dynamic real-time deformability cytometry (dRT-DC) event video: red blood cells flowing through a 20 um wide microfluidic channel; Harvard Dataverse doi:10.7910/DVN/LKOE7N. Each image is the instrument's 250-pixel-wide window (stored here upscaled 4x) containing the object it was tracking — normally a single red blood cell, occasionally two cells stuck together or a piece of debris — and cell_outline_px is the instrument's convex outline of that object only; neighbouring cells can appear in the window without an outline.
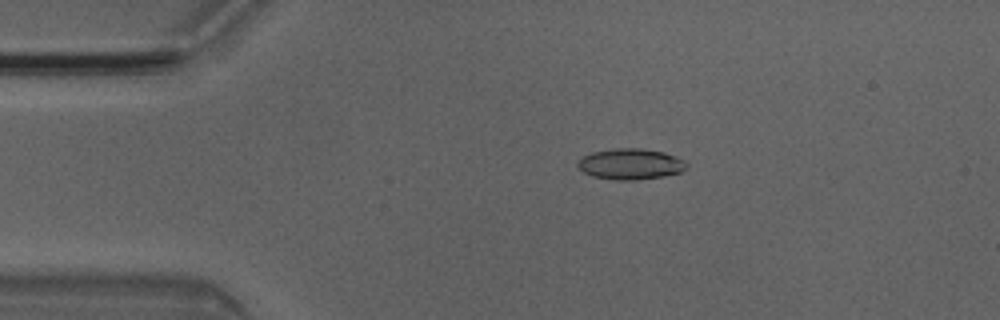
{"species": "Egyptian fruit bat (a non-hibernating species)", "species_latin": "Rousettus aegyptiacus", "temperature_condition": "room temperature", "stored_images_in_passage": 3, "camera_frame_rate_fps": 3000, "um_per_image_px": 0.085, "animal": {"sex": "male"}, "frame": {"image": 1, "passage_image": 2, "time_ms": 0.333, "image_size_px": [1000, 320], "cell_outline_px": [[688, 168], [680, 172], [664, 176], [636, 180], [616, 180], [592, 176], [584, 172], [576, 164], [584, 156], [592, 152], [616, 148], [640, 148], [664, 152], [676, 156], [684, 160], [688, 164]], "centroid_in_image_um": [53.63, 13.94], "position_along_channel_um": 31.4, "area_um2": 19.59}}